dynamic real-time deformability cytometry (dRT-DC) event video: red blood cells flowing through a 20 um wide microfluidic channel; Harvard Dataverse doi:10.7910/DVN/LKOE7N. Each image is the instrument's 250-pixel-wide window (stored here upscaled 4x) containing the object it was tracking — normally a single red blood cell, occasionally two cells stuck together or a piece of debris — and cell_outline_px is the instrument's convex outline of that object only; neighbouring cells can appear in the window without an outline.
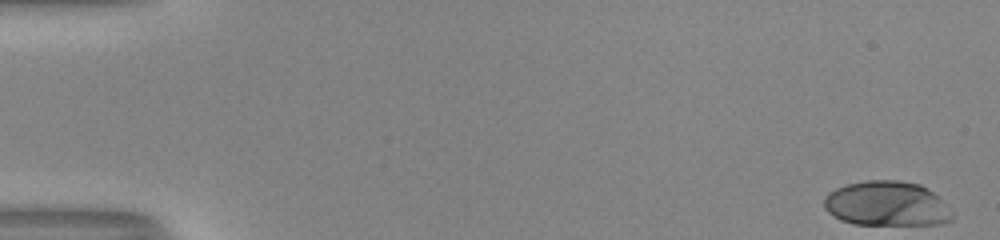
{"species": "human", "species_latin": "Homo sapiens", "temperature_condition": "room temperature", "stored_images_in_passage": 52, "camera_frame_rate_fps": 3000, "um_per_image_px": 0.085, "donor": {"sex": "male"}, "frame": {"image": 1, "passage_image": 1, "time_ms": 0.0, "image_size_px": [1000, 240], "cell_outline_px": [[956, 216], [952, 220], [940, 224], [852, 224], [840, 220], [832, 216], [824, 208], [824, 200], [828, 192], [836, 188], [848, 184], [868, 180], [896, 180], [920, 184], [928, 188]], "centroid_in_image_um": [75.35, 17.32], "position_along_channel_um": 9.6, "area_um2": 33.41}}
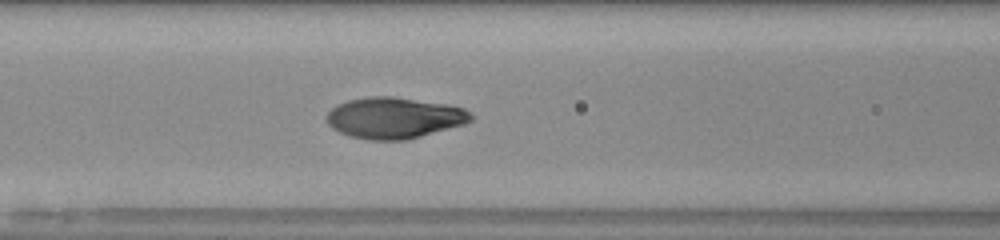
{"frame": {"image": 2, "passage_image": 23, "time_ms": 7.333, "image_size_px": [1000, 240], "cell_outline_px": [[472, 120], [464, 124], [408, 140], [368, 140], [348, 136], [332, 128], [328, 124], [324, 116], [336, 104], [348, 100], [368, 96], [392, 96], [448, 104], [464, 108], [472, 112]], "centroid_in_image_um": [33.49, 10.01], "position_along_channel_um": 133.1, "area_um2": 34.97}}
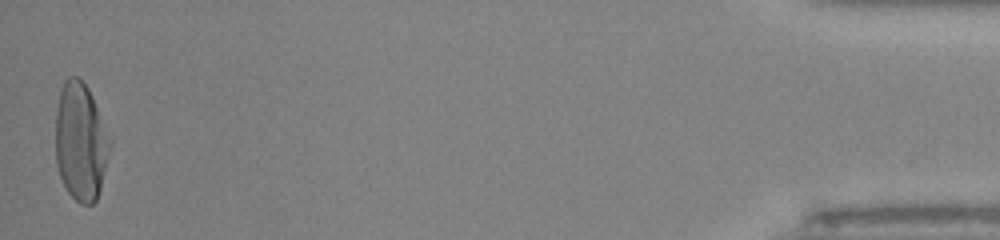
{"frame": {"image": 3, "passage_image": 52, "time_ms": 17.0, "image_size_px": [1000, 240], "cell_outline_px": [[112, 144], [100, 188], [96, 200], [92, 204], [80, 204], [68, 192], [60, 176], [56, 164], [56, 112], [60, 92], [64, 80], [68, 76], [76, 76], [88, 88], [92, 96], [112, 140]], "centroid_in_image_um": [6.86, 12.05], "position_along_channel_um": 428.3, "area_um2": 37.34}, "authors_computed_cell_mechanics": {"area_um2": 33.8997, "velocity_mm_per_s": 4.0025, "shape_relaxation_time_tau1_ms": 3.1524, "shape_relaxation_time_tau2_ms": null, "deformation_change_tau1": 0.2162, "deformation_change_tau2": null}}